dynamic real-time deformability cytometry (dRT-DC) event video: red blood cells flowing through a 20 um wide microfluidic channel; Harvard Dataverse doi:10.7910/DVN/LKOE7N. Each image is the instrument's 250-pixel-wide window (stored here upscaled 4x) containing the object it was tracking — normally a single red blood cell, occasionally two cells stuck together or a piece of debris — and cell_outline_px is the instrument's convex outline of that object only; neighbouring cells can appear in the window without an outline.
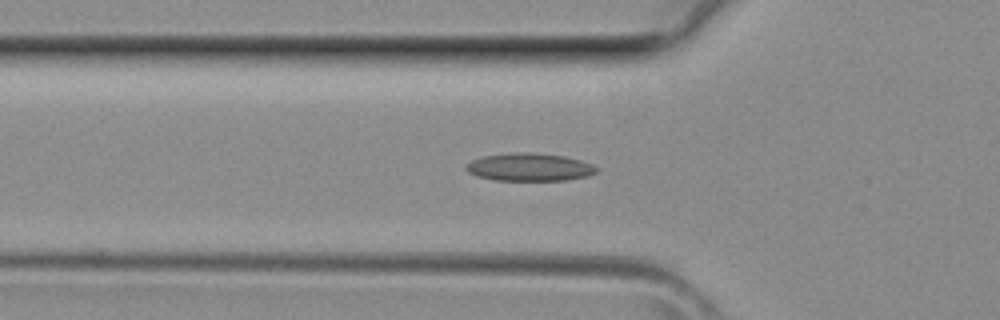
{"species": "common noctule bat (a hibernating species)", "species_latin": "Nyctalus noctula", "temperature_condition": "room temperature", "stored_images_in_passage": 40, "camera_frame_rate_fps": 3000, "um_per_image_px": 0.085, "animal": {"sex": "female", "body_mass_g": 29.2, "forearm_length_mm": 56.3}, "frame": {"image": 1, "passage_image": 13, "time_ms": 4.0, "image_size_px": [1000, 320], "cell_outline_px": [[600, 168], [596, 172], [588, 176], [564, 180], [492, 180], [476, 176], [468, 172], [464, 168], [472, 160], [480, 156], [512, 152], [528, 152], [564, 156], [580, 160], [592, 164]], "centroid_in_image_um": [44.98, 14.2], "position_along_channel_um": 80.8, "area_um2": 21.27}}
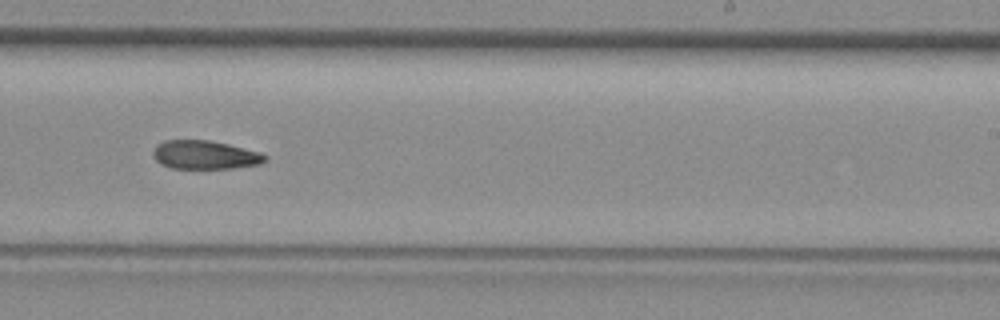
{"frame": {"image": 2, "passage_image": 24, "time_ms": 7.667, "image_size_px": [1000, 320], "cell_outline_px": [[268, 160], [260, 164], [232, 168], [172, 168], [160, 164], [152, 156], [152, 152], [156, 144], [164, 140], [208, 140], [228, 144], [260, 152], [268, 156]], "centroid_in_image_um": [17.41, 13.16], "position_along_channel_um": 271.6, "area_um2": 18.79}}
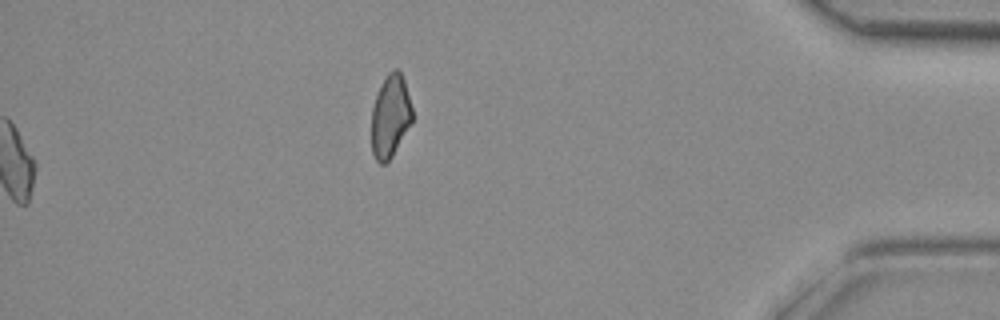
{"frame": {"image": 3, "passage_image": 40, "time_ms": 13.0, "image_size_px": [1000, 320], "cell_outline_px": [[412, 124], [392, 156], [384, 164], [380, 164], [376, 160], [372, 152], [372, 108], [380, 84], [388, 72], [392, 68], [396, 68], [400, 72], [404, 80], [412, 108]], "centroid_in_image_um": [33.18, 9.87], "position_along_channel_um": 402.0, "area_um2": 19.71}}